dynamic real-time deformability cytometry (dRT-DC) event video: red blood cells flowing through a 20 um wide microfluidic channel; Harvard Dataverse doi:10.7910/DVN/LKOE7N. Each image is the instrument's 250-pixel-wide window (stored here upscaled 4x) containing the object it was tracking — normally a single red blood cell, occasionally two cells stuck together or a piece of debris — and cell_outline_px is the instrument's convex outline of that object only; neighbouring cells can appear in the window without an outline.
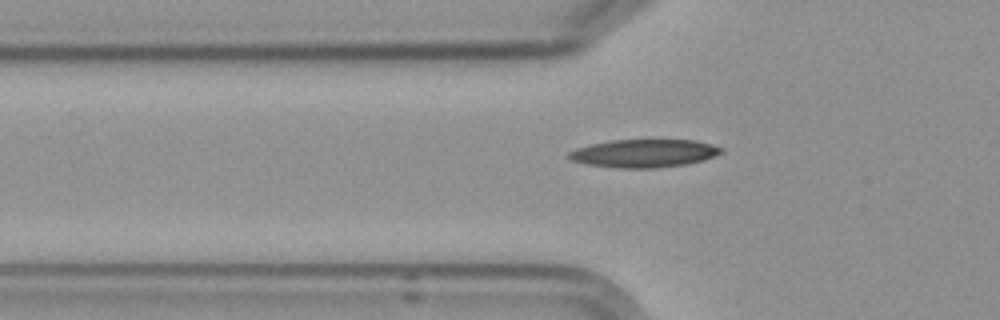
{"species": "Egyptian fruit bat (a non-hibernating species)", "species_latin": "Rousettus aegyptiacus", "temperature_condition": "cold", "stored_images_in_passage": 5, "segment_of_instrument_passage": [2, 2], "camera_frame_rate_fps": 3000, "um_per_image_px": 0.085, "frame": {"image": 1, "passage_image": 5, "time_ms": 4.667, "image_size_px": [1000, 320], "cell_outline_px": [[724, 152], [716, 156], [704, 160], [688, 164], [656, 168], [620, 168], [588, 164], [572, 160], [568, 156], [568, 152], [576, 148], [592, 144], [612, 140], [696, 140], [712, 144], [724, 148]], "centroid_in_image_um": [54.82, 13.03], "position_along_channel_um": 71.0, "area_um2": 24.97}}